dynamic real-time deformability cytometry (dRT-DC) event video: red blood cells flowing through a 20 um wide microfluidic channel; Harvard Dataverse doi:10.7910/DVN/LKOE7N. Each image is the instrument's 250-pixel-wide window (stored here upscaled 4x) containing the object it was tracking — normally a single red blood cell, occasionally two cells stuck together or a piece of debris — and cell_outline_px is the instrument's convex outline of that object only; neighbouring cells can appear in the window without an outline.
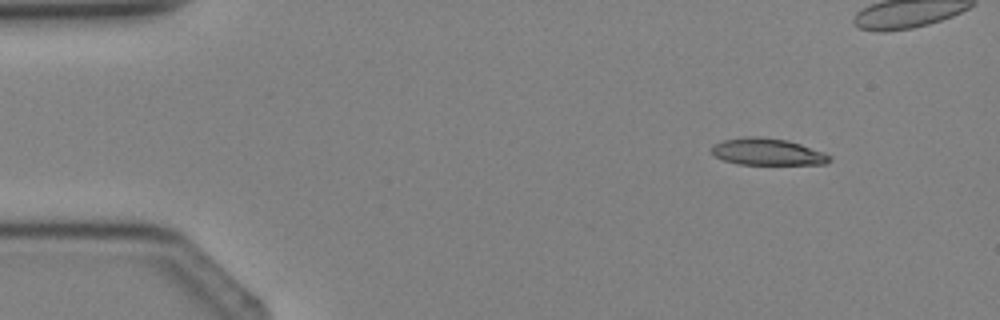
{"species": "Egyptian fruit bat (a non-hibernating species)", "species_latin": "Rousettus aegyptiacus", "temperature_condition": "cold", "stored_images_in_passage": 5, "camera_frame_rate_fps": 3000, "um_per_image_px": 0.085, "animal": {"sex": "female"}, "frame": {"image": 1, "passage_image": 2, "time_ms": 1.333, "image_size_px": [1000, 320], "cell_outline_px": [[832, 160], [824, 164], [740, 164], [724, 160], [716, 156], [712, 152], [712, 148], [716, 144], [724, 140], [748, 136], [756, 136], [788, 140], [824, 152], [832, 156]], "centroid_in_image_um": [65.29, 12.9], "position_along_channel_um": 19.7, "area_um2": 18.21}}